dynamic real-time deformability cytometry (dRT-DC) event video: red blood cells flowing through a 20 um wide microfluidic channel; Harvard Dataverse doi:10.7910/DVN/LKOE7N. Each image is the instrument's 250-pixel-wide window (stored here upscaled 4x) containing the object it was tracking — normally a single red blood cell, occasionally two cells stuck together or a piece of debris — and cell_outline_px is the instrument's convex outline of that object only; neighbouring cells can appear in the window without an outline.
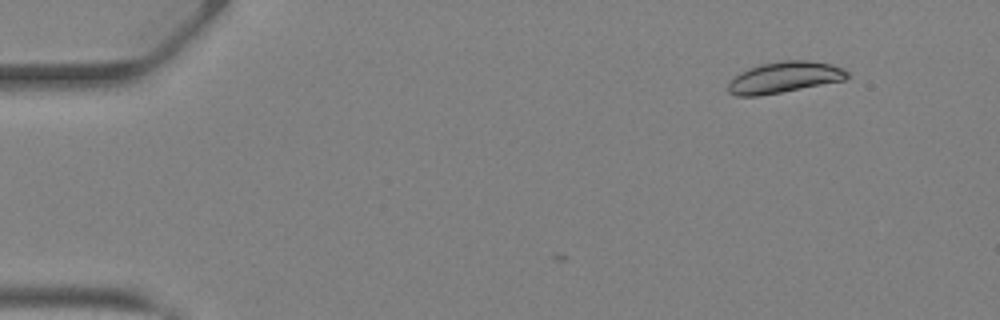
{"species": "Egyptian fruit bat (a non-hibernating species)", "species_latin": "Rousettus aegyptiacus", "temperature_condition": "warm", "stored_images_in_passage": 2, "camera_frame_rate_fps": 3000, "um_per_image_px": 0.085, "animal": {"sex": "female"}, "frame": {"image": 1, "passage_image": 2, "time_ms": 0.333, "image_size_px": [1000, 320], "cell_outline_px": [[848, 76], [844, 80], [760, 96], [736, 96], [728, 92], [728, 84], [740, 72], [748, 68], [760, 64], [784, 60], [808, 60], [832, 64], [844, 68], [848, 72]], "centroid_in_image_um": [66.67, 6.57], "position_along_channel_um": 18.3, "area_um2": 21.56}}